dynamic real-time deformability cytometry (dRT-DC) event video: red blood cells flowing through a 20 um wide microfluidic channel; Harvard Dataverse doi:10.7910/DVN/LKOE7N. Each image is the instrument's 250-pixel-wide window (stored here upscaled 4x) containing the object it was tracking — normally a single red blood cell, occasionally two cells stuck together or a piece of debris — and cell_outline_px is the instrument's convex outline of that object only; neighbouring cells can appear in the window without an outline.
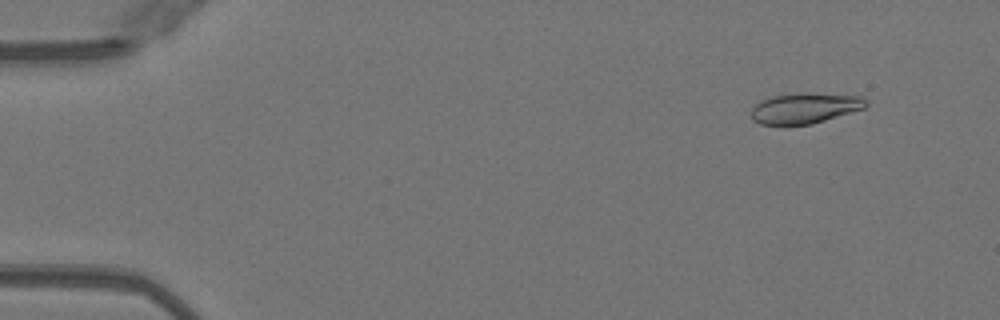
{"species": "Egyptian fruit bat (a non-hibernating species)", "species_latin": "Rousettus aegyptiacus", "temperature_condition": "warm", "stored_images_in_passage": 28, "camera_frame_rate_fps": 3000, "um_per_image_px": 0.085, "animal": {"sex": "female"}, "frame": {"image": 1, "passage_image": 5, "time_ms": 1.333, "image_size_px": [1000, 320], "cell_outline_px": [[868, 104], [864, 108], [812, 124], [760, 124], [752, 120], [752, 108], [760, 100], [772, 96], [800, 92], [804, 92], [864, 96], [868, 100]], "centroid_in_image_um": [68.44, 9.17], "position_along_channel_um": 16.6, "area_um2": 20.52}}
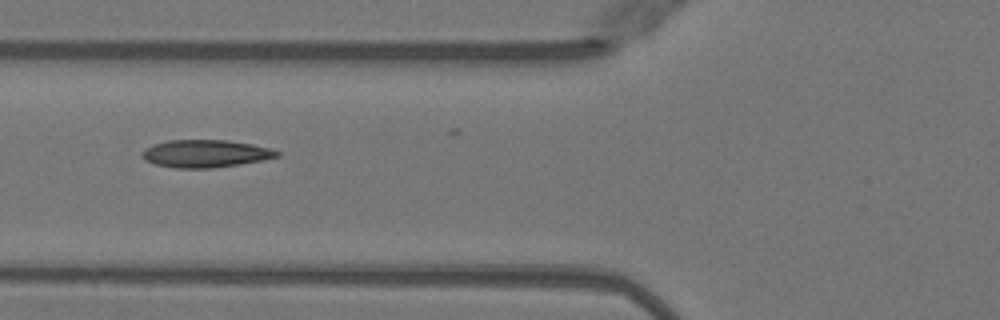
{"frame": {"image": 2, "passage_image": 20, "time_ms": 6.333, "image_size_px": [1000, 320], "cell_outline_px": [[280, 156], [264, 160], [240, 164], [212, 168], [176, 168], [156, 164], [144, 160], [140, 156], [140, 152], [144, 148], [152, 144], [168, 140], [228, 140], [252, 144], [268, 148], [280, 152]], "centroid_in_image_um": [17.42, 13.05], "position_along_channel_um": 108.4, "area_um2": 21.85}}
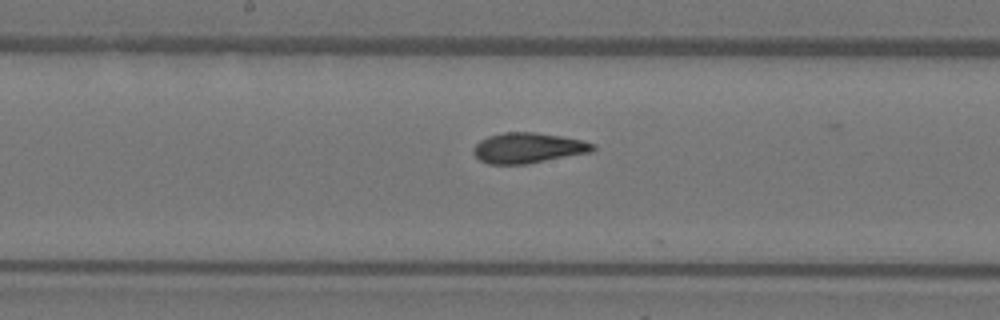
{"frame": {"image": 3, "passage_image": 27, "time_ms": 8.667, "image_size_px": [1000, 320], "cell_outline_px": [[596, 148], [592, 152], [528, 164], [488, 164], [480, 160], [472, 152], [472, 148], [480, 140], [488, 136], [504, 132], [532, 132], [560, 136], [584, 140], [596, 144]], "centroid_in_image_um": [44.9, 12.58], "position_along_channel_um": 203.3, "area_um2": 21.33}}